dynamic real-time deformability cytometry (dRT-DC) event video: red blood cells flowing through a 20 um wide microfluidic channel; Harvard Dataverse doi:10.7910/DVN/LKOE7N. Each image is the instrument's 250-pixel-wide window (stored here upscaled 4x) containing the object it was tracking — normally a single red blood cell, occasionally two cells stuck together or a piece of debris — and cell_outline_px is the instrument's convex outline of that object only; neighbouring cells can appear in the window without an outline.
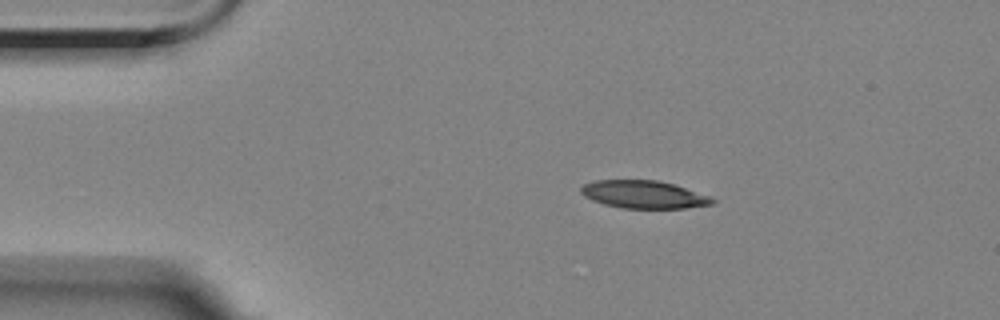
{"species": "Egyptian fruit bat (a non-hibernating species)", "species_latin": "Rousettus aegyptiacus", "temperature_condition": "room temperature", "stored_images_in_passage": 3, "camera_frame_rate_fps": 3000, "um_per_image_px": 0.085, "animal": {"sex": "female"}, "frame": {"image": 1, "passage_image": 1, "time_ms": 0.0, "image_size_px": [1000, 320], "cell_outline_px": [[716, 200], [712, 204], [684, 208], [620, 208], [604, 204], [592, 200], [584, 196], [580, 192], [580, 188], [584, 184], [592, 180], [656, 180], [676, 184], [712, 196]], "centroid_in_image_um": [54.73, 16.52], "position_along_channel_um": 30.3, "area_um2": 21.5}}